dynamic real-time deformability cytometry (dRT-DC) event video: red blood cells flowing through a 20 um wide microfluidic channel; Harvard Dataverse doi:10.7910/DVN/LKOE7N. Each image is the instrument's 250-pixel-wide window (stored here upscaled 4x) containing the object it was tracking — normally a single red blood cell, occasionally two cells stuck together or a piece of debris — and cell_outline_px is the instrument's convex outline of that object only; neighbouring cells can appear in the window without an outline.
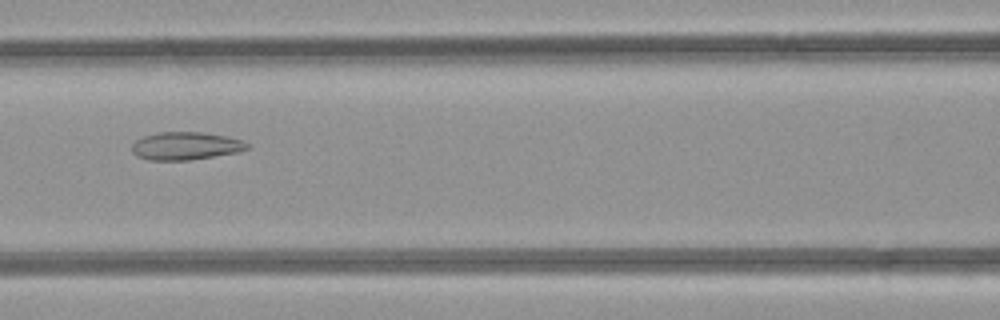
{"species": "common noctule bat (a hibernating species)", "species_latin": "Nyctalus noctula", "temperature_condition": "room temperature", "stored_images_in_passage": 47, "camera_frame_rate_fps": 3000, "um_per_image_px": 0.085, "animal": {"sex": "female", "body_mass_g": 21.9}, "frame": {"image": 1, "passage_image": 20, "time_ms": 6.333, "image_size_px": [1000, 320], "cell_outline_px": [[252, 148], [240, 152], [192, 160], [148, 160], [136, 156], [132, 152], [132, 144], [136, 140], [144, 136], [160, 132], [204, 132], [228, 136], [244, 140]], "centroid_in_image_um": [15.84, 12.41], "position_along_channel_um": 150.8, "area_um2": 19.07}}
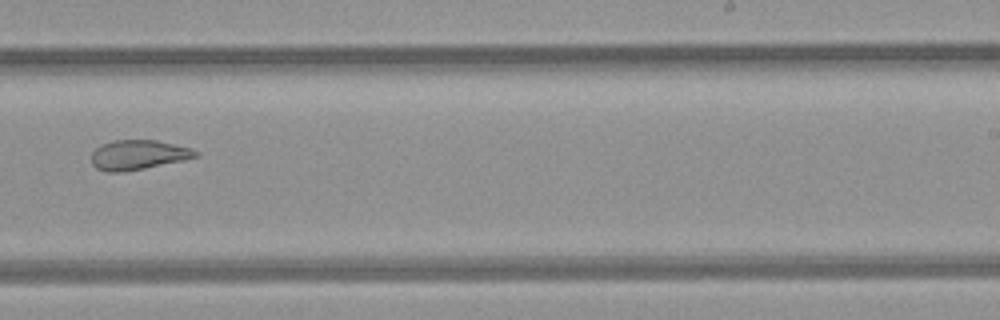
{"frame": {"image": 2, "passage_image": 29, "time_ms": 9.333, "image_size_px": [1000, 320], "cell_outline_px": [[200, 156], [184, 160], [124, 172], [108, 172], [96, 168], [92, 164], [92, 152], [100, 144], [112, 140], [156, 140], [192, 148], [200, 152]], "centroid_in_image_um": [11.76, 13.16], "position_along_channel_um": 277.2, "area_um2": 18.15}}
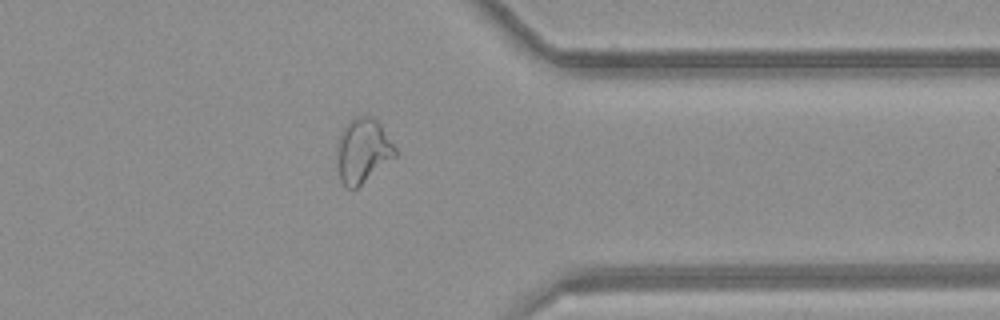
{"frame": {"image": 3, "passage_image": 37, "time_ms": 12.0, "image_size_px": [1000, 320], "cell_outline_px": [[396, 156], [356, 188], [344, 188], [340, 180], [336, 148], [340, 136], [348, 120], [356, 116], [372, 116], [380, 124], [396, 148]], "centroid_in_image_um": [30.82, 12.8], "position_along_channel_um": 380.6, "area_um2": 21.68}, "authors_computed_cell_mechanics": {"area_um2": 23.2934, "velocity_mm_per_s": 4.2328, "shape_relaxation_time_tau1_ms": null, "shape_relaxation_time_tau2_ms": 2.9674, "deformation_change_tau1": null, "deformation_change_tau2": 0.1055}}